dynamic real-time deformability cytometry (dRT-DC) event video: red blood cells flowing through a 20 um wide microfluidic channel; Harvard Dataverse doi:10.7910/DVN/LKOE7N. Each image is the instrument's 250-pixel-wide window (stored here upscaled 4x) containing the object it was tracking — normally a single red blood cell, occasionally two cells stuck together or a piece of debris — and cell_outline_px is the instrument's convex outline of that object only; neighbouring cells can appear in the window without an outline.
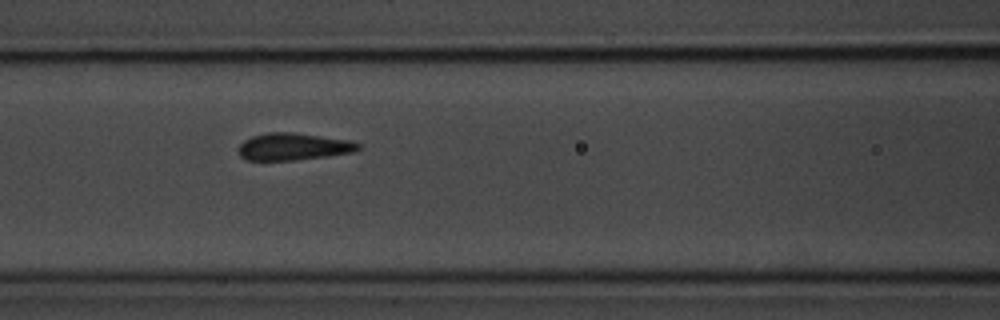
{"species": "common noctule bat (a hibernating species)", "species_latin": "Nyctalus noctula", "temperature_condition": "room temperature", "stored_images_in_passage": 11, "camera_frame_rate_fps": 3000, "um_per_image_px": 0.085, "animal": {"sex": "male", "body_mass_g": 20.1, "forearm_length_mm": 53.5}, "frame": {"image": 1, "passage_image": 7, "time_ms": 7.667, "image_size_px": [1000, 320], "cell_outline_px": [[360, 148], [352, 152], [328, 156], [296, 160], [248, 160], [240, 156], [236, 148], [244, 140], [252, 136], [268, 132], [292, 132], [348, 140], [360, 144]], "centroid_in_image_um": [24.88, 12.46], "position_along_channel_um": 141.7, "area_um2": 18.9}}
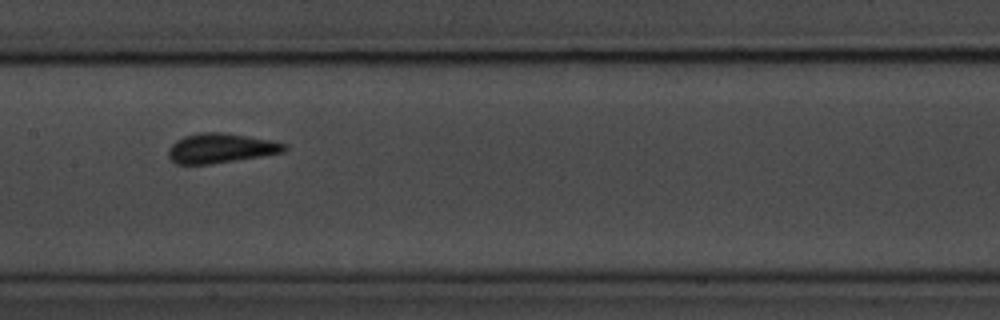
{"frame": {"image": 2, "passage_image": 8, "time_ms": 9.0, "image_size_px": [1000, 320], "cell_outline_px": [[288, 148], [284, 152], [260, 156], [208, 164], [176, 164], [168, 156], [168, 148], [176, 140], [184, 136], [200, 132], [224, 132], [276, 140], [288, 144]], "centroid_in_image_um": [18.8, 12.57], "position_along_channel_um": 188.6, "area_um2": 20.23}}
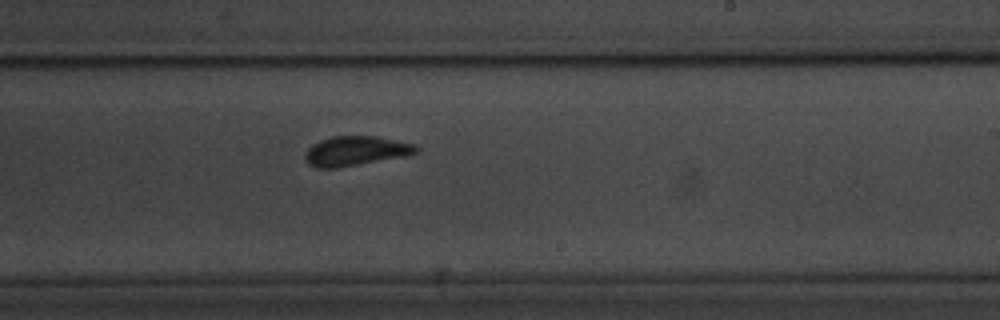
{"frame": {"image": 3, "passage_image": 10, "time_ms": 11.0, "image_size_px": [1000, 320], "cell_outline_px": [[420, 148], [416, 152], [404, 156], [340, 168], [316, 168], [308, 164], [304, 160], [304, 156], [308, 148], [312, 144], [320, 140], [332, 136], [376, 136], [416, 144]], "centroid_in_image_um": [30.2, 12.83], "position_along_channel_um": 258.8, "area_um2": 19.31}}